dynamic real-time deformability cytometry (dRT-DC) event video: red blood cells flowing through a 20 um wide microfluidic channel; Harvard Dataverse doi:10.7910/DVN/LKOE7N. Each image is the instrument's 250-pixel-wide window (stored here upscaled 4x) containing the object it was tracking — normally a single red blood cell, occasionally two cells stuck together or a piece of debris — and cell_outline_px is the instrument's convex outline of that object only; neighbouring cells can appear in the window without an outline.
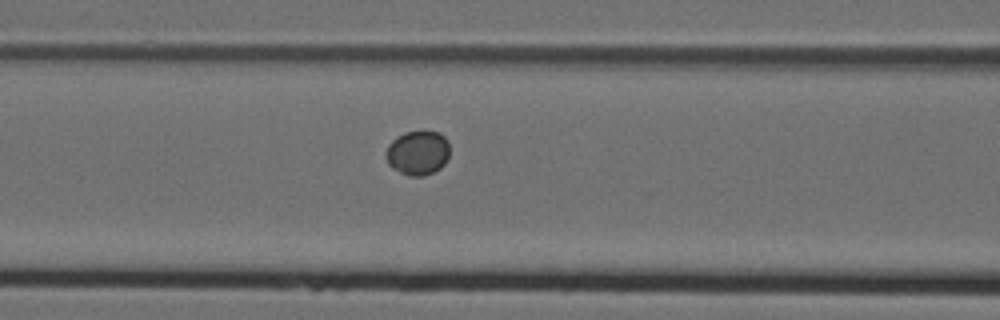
{"species": "Egyptian fruit bat (a non-hibernating species)", "species_latin": "Rousettus aegyptiacus", "temperature_condition": "cold", "stored_images_in_passage": 5, "camera_frame_rate_fps": 3000, "um_per_image_px": 0.085, "animal": {"sex": "female"}, "frame": {"image": 1, "passage_image": 5, "time_ms": 1.333, "image_size_px": [1000, 320], "cell_outline_px": [[448, 156], [444, 164], [440, 168], [424, 176], [408, 176], [392, 168], [388, 164], [384, 156], [384, 152], [388, 144], [396, 136], [404, 132], [440, 132], [448, 140]], "centroid_in_image_um": [35.47, 12.99], "position_along_channel_um": 131.1, "area_um2": 16.65}}